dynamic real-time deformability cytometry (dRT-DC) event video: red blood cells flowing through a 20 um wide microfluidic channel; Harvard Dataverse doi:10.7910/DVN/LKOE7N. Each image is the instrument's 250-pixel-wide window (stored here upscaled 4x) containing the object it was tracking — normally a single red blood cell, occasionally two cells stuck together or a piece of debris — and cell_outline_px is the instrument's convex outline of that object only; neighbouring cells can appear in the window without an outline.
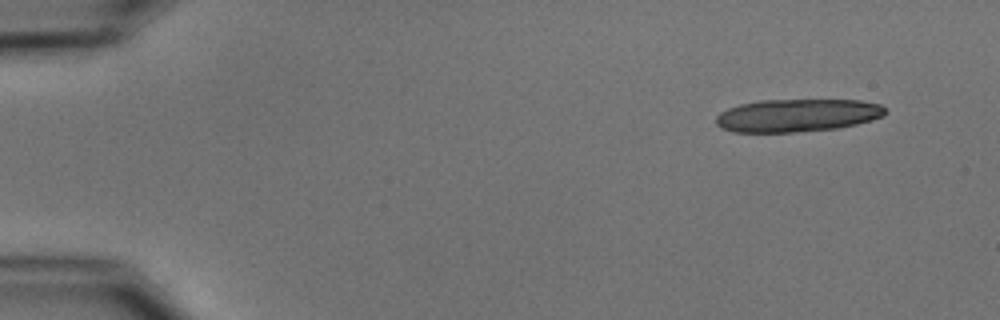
{"species": "common noctule bat (a hibernating species)", "species_latin": "Nyctalus noctula", "temperature_condition": "cold", "stored_images_in_passage": 4, "camera_frame_rate_fps": 3000, "um_per_image_px": 0.085, "animal": {"sex": "male", "body_mass_g": 15.6}, "frame": {"image": 1, "passage_image": 1, "time_ms": 0.0, "image_size_px": [1000, 320], "cell_outline_px": [[888, 112], [884, 116], [872, 120], [856, 124], [836, 128], [792, 132], [732, 132], [720, 128], [716, 124], [716, 116], [720, 112], [728, 108], [740, 104], [760, 100], [860, 100], [880, 104]], "centroid_in_image_um": [67.75, 9.8], "position_along_channel_um": 17.2, "area_um2": 32.48}}